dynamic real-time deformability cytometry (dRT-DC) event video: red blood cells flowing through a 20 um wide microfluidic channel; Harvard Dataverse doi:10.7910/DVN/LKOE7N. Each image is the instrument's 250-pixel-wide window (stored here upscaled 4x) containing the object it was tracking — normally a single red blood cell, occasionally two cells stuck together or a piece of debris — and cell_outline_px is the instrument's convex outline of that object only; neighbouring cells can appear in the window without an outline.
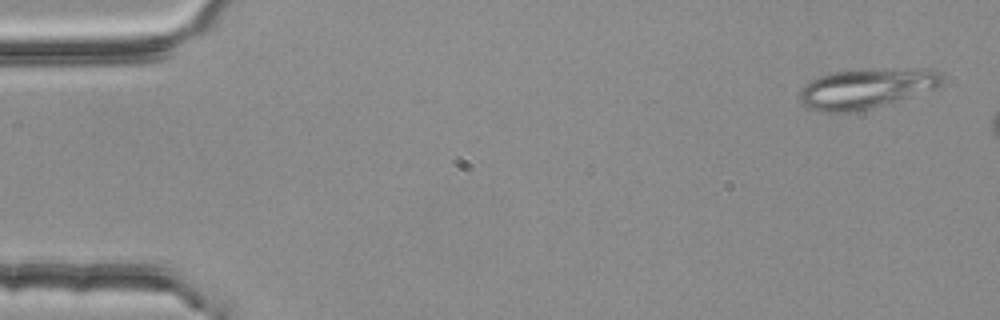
{"species": "common noctule bat (a hibernating species)", "species_latin": "Nyctalus noctula", "temperature_condition": "room temperature", "stored_images_in_passage": 11, "camera_frame_rate_fps": 3000, "um_per_image_px": 0.085, "animal": {"sex": "female", "body_mass_g": 25.1}, "frame": {"image": 1, "passage_image": 2, "time_ms": 0.333, "image_size_px": [1000, 320], "cell_outline_px": [[944, 80], [936, 88], [904, 100], [852, 112], [820, 112], [808, 108], [800, 100], [800, 92], [804, 84], [820, 76], [832, 72], [916, 68], [924, 68], [940, 72]], "centroid_in_image_um": [73.67, 7.53], "position_along_channel_um": 11.3, "area_um2": 32.95}}